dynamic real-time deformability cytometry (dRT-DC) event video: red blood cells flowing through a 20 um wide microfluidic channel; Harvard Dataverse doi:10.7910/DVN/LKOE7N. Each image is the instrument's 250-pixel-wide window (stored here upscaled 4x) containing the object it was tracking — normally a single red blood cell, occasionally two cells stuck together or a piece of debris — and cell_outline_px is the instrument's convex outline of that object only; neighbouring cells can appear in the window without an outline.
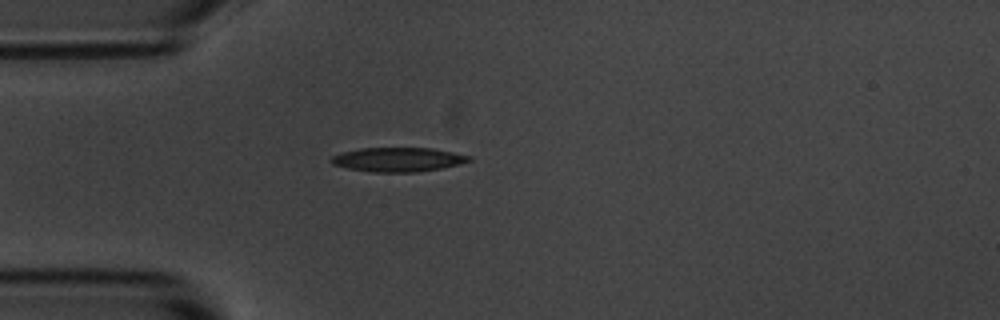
{"species": "common noctule bat (a hibernating species)", "species_latin": "Nyctalus noctula", "temperature_condition": "room temperature", "stored_images_in_passage": 4, "camera_frame_rate_fps": 3000, "um_per_image_px": 0.085, "animal": {"sex": "male", "body_mass_g": 20.1, "forearm_length_mm": 53.5}, "frame": {"image": 1, "passage_image": 4, "time_ms": 3.667, "image_size_px": [1000, 320], "cell_outline_px": [[472, 160], [460, 164], [440, 168], [416, 172], [372, 172], [348, 168], [332, 164], [328, 160], [332, 156], [340, 152], [360, 148], [432, 148], [472, 156]], "centroid_in_image_um": [33.8, 13.55], "position_along_channel_um": 51.2, "area_um2": 19.48}}